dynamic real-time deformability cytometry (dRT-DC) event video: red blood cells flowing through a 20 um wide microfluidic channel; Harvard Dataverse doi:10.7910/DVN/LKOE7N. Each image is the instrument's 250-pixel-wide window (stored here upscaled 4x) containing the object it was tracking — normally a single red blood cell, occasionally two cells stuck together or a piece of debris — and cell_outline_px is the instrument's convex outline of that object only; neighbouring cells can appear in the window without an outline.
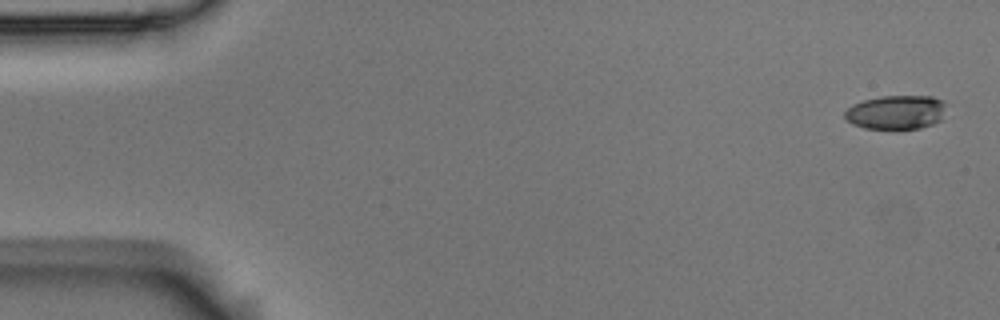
{"species": "Egyptian fruit bat (a non-hibernating species)", "species_latin": "Rousettus aegyptiacus", "temperature_condition": "room temperature", "stored_images_in_passage": 5, "camera_frame_rate_fps": 3000, "um_per_image_px": 0.085, "animal": {"sex": "male"}, "frame": {"image": 1, "passage_image": 1, "time_ms": 0.0, "image_size_px": [1000, 320], "cell_outline_px": [[944, 104], [940, 120], [932, 124], [920, 128], [864, 128], [852, 124], [844, 116], [844, 112], [852, 104], [864, 100], [880, 96], [932, 96], [944, 100]], "centroid_in_image_um": [76.14, 9.52], "position_along_channel_um": 8.9, "area_um2": 19.88}}